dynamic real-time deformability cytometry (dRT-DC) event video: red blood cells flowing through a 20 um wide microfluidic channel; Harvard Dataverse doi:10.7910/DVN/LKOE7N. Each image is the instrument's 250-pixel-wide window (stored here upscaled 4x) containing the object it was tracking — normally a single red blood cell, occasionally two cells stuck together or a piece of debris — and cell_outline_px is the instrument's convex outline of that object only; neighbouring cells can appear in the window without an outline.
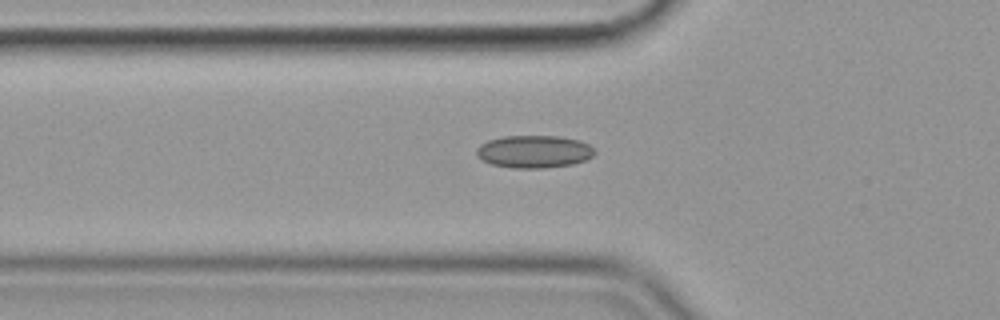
{"species": "common noctule bat (a hibernating species)", "species_latin": "Nyctalus noctula", "temperature_condition": "cold", "stored_images_in_passage": 36, "camera_frame_rate_fps": 3000, "um_per_image_px": 0.085, "animal": {"sex": "female", "body_mass_g": 19.9}, "frame": {"image": 1, "passage_image": 2, "time_ms": 0.333, "image_size_px": [1000, 320], "cell_outline_px": [[596, 152], [592, 156], [584, 160], [572, 164], [544, 168], [512, 168], [492, 164], [476, 156], [476, 148], [480, 144], [488, 140], [504, 136], [560, 136], [580, 140], [588, 144]], "centroid_in_image_um": [45.38, 12.88], "position_along_channel_um": 80.4, "area_um2": 22.43}}
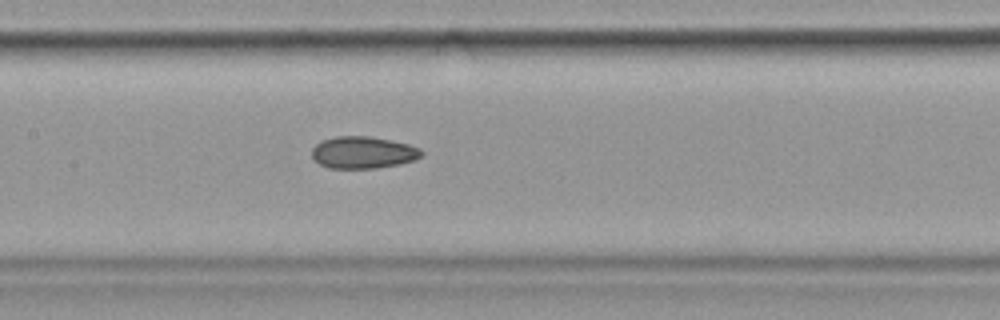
{"frame": {"image": 2, "passage_image": 10, "time_ms": 3.0, "image_size_px": [1000, 320], "cell_outline_px": [[424, 152], [420, 156], [412, 160], [400, 164], [376, 168], [328, 168], [320, 164], [312, 156], [312, 148], [316, 144], [324, 140], [336, 136], [372, 136], [392, 140], [408, 144], [420, 148]], "centroid_in_image_um": [30.87, 12.95], "position_along_channel_um": 176.5, "area_um2": 20.4}}
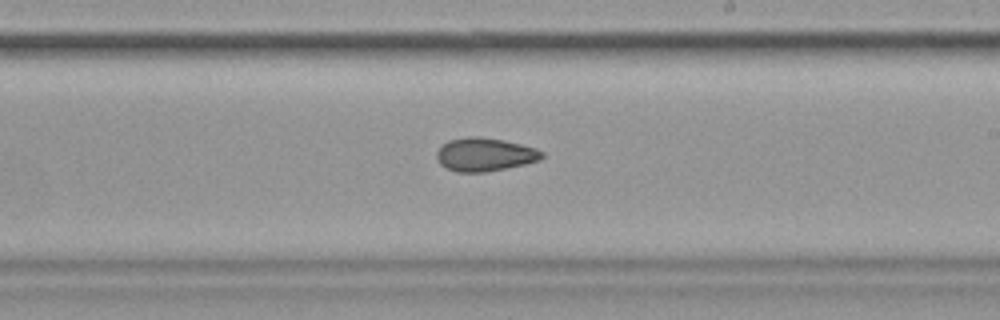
{"frame": {"image": 3, "passage_image": 16, "time_ms": 5.0, "image_size_px": [1000, 320], "cell_outline_px": [[544, 156], [540, 160], [524, 164], [484, 172], [456, 172], [444, 168], [440, 164], [436, 156], [436, 152], [448, 140], [468, 136], [480, 136], [504, 140], [536, 148], [544, 152]], "centroid_in_image_um": [41.19, 13.13], "position_along_channel_um": 247.8, "area_um2": 20.52}, "authors_computed_cell_mechanics": {"area_um2": 20.0855, "velocity_mm_per_s": 3.5888, "shape_relaxation_time_tau1_ms": null, "shape_relaxation_time_tau2_ms": 5.4169, "deformation_change_tau1": null, "deformation_change_tau2": 0.12}}